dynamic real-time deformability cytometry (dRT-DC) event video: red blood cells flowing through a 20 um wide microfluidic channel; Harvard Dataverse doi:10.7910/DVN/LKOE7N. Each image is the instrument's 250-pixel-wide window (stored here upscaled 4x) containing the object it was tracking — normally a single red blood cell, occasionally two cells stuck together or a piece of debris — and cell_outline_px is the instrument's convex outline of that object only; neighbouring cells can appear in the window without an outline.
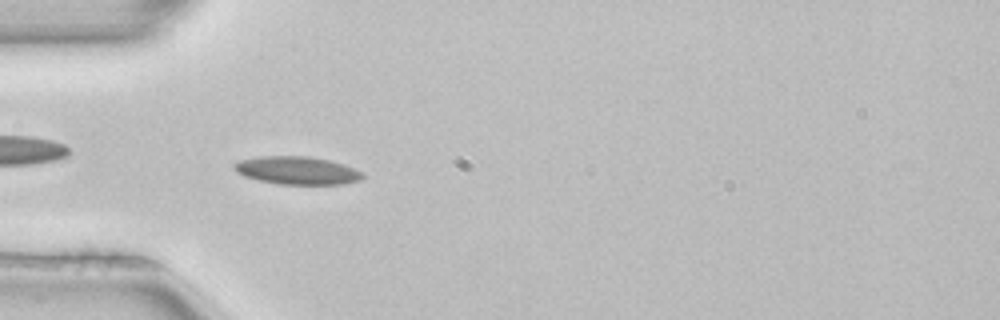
{"species": "common noctule bat (a hibernating species)", "species_latin": "Nyctalus noctula", "temperature_condition": "room temperature", "stored_images_in_passage": 4, "camera_frame_rate_fps": 3000, "um_per_image_px": 0.085, "animal": {"sex": "female", "body_mass_g": 22.7, "forearm_length_mm": 54.2}, "frame": {"image": 1, "passage_image": 4, "time_ms": 1.0, "image_size_px": [1000, 320], "cell_outline_px": [[364, 176], [360, 180], [344, 184], [280, 184], [260, 180], [244, 176], [236, 172], [232, 168], [232, 164], [240, 160], [260, 156], [308, 156], [328, 160], [344, 164], [360, 172]], "centroid_in_image_um": [25.21, 14.48], "position_along_channel_um": 59.8, "area_um2": 20.81}}